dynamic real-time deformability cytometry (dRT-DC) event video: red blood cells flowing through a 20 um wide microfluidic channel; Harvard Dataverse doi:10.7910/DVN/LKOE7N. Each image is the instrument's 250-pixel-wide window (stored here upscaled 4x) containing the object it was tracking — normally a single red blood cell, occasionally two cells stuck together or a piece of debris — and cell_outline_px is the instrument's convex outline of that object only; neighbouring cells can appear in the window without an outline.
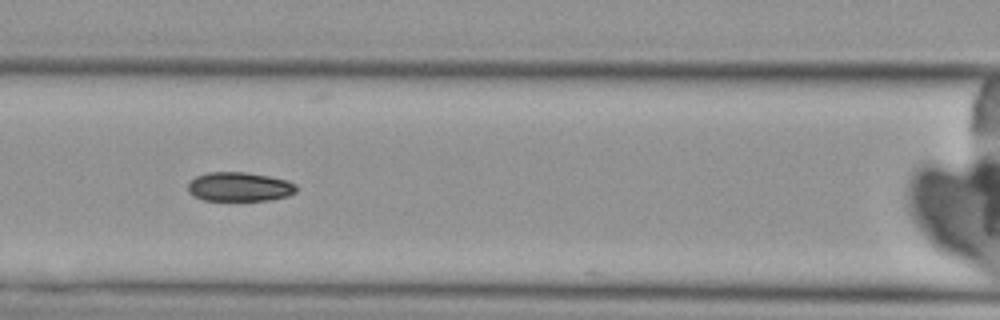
{"species": "Egyptian fruit bat (a non-hibernating species)", "species_latin": "Rousettus aegyptiacus", "temperature_condition": "cold", "stored_images_in_passage": 9, "camera_frame_rate_fps": 3000, "um_per_image_px": 0.085, "animal": {"sex": "female"}, "frame": {"image": 1, "passage_image": 7, "time_ms": 7.0, "image_size_px": [1000, 320], "cell_outline_px": [[296, 192], [288, 196], [268, 200], [204, 200], [188, 192], [188, 184], [196, 176], [208, 172], [248, 172], [268, 176], [284, 180], [296, 184]], "centroid_in_image_um": [20.35, 15.87], "position_along_channel_um": 146.3, "area_um2": 18.26}}
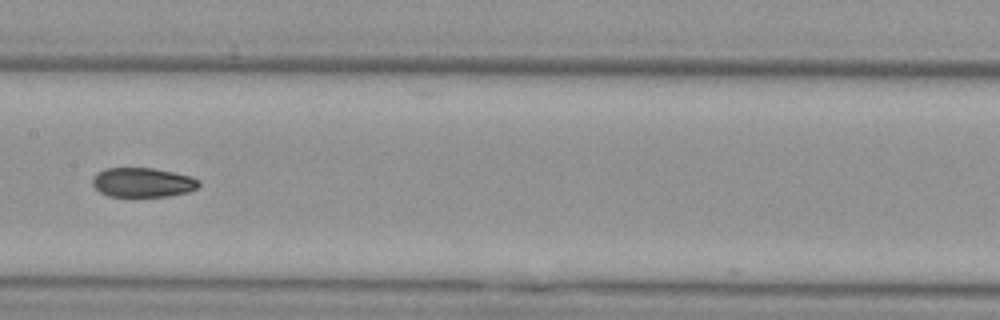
{"frame": {"image": 2, "passage_image": 8, "time_ms": 8.333, "image_size_px": [1000, 320], "cell_outline_px": [[200, 184], [196, 188], [188, 192], [168, 196], [108, 196], [100, 192], [92, 184], [92, 180], [104, 168], [152, 168], [192, 176], [200, 180]], "centroid_in_image_um": [12.16, 15.51], "position_along_channel_um": 195.2, "area_um2": 18.09}}